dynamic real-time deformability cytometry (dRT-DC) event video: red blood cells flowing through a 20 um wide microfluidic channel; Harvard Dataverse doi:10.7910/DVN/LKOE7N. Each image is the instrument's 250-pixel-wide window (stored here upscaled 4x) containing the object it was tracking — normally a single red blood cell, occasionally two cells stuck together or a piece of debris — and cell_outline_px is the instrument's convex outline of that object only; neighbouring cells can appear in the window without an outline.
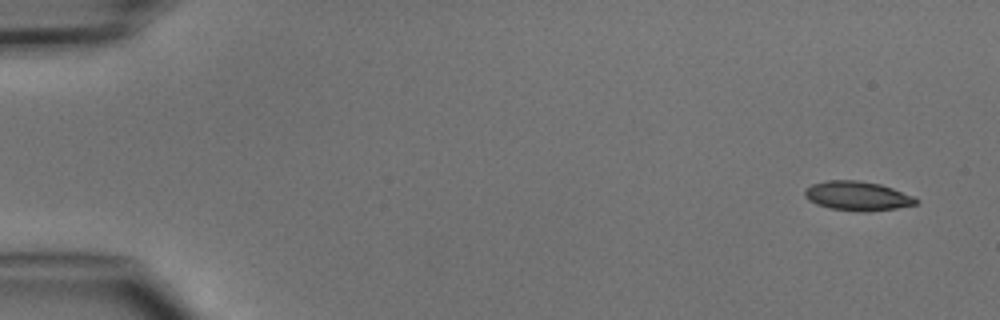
{"species": "common noctule bat (a hibernating species)", "species_latin": "Nyctalus noctula", "temperature_condition": "cold", "stored_images_in_passage": 5, "camera_frame_rate_fps": 3000, "um_per_image_px": 0.085, "animal": {"sex": "male", "body_mass_g": 15.6}, "frame": {"image": 1, "passage_image": 1, "time_ms": 0.0, "image_size_px": [1000, 320], "cell_outline_px": [[920, 200], [916, 204], [896, 208], [832, 208], [816, 204], [808, 200], [804, 196], [804, 188], [812, 184], [828, 180], [856, 180], [880, 184], [916, 196]], "centroid_in_image_um": [72.86, 16.59], "position_along_channel_um": 12.1, "area_um2": 18.09}}
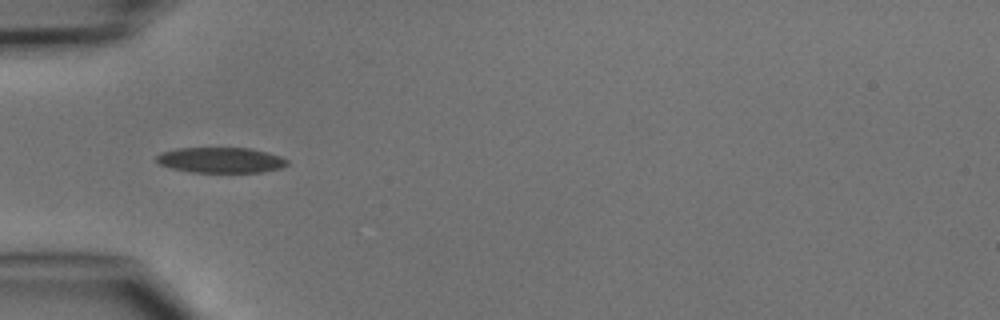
{"frame": {"image": 2, "passage_image": 4, "time_ms": 4.333, "image_size_px": [1000, 320], "cell_outline_px": [[288, 164], [280, 168], [260, 172], [192, 172], [172, 168], [160, 164], [156, 160], [156, 156], [160, 152], [176, 148], [252, 148], [280, 156], [288, 160]], "centroid_in_image_um": [18.75, 13.6], "position_along_channel_um": 66.2, "area_um2": 19.36}}